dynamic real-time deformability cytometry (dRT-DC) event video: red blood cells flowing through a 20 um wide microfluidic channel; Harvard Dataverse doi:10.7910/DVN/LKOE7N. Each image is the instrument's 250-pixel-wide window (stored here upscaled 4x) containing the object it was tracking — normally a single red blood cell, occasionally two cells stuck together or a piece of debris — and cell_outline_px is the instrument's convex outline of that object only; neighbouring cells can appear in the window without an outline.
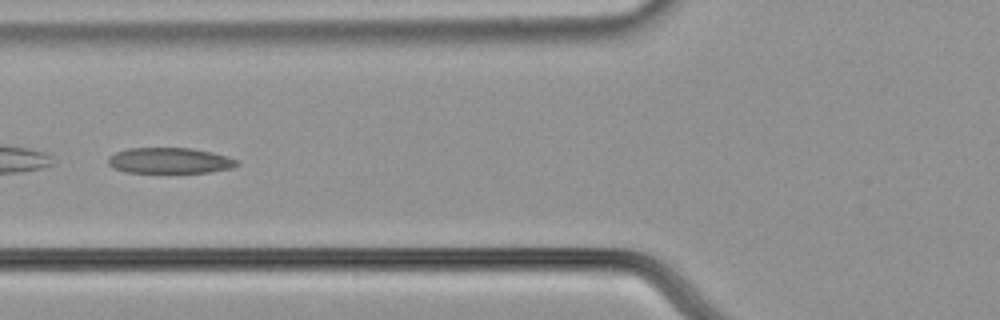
{"species": "common noctule bat (a hibernating species)", "species_latin": "Nyctalus noctula", "temperature_condition": "cold", "stored_images_in_passage": 58, "camera_frame_rate_fps": 3000, "um_per_image_px": 0.085, "animal": {"sex": "male", "body_mass_g": 21.5, "forearm_length_mm": 52.0}, "frame": {"image": 1, "passage_image": 23, "time_ms": 7.333, "image_size_px": [1000, 320], "cell_outline_px": [[240, 164], [232, 168], [208, 172], [128, 172], [112, 168], [108, 164], [108, 156], [116, 152], [128, 148], [192, 148], [212, 152], [228, 156], [236, 160]], "centroid_in_image_um": [14.42, 13.64], "position_along_channel_um": 111.4, "area_um2": 19.31}}
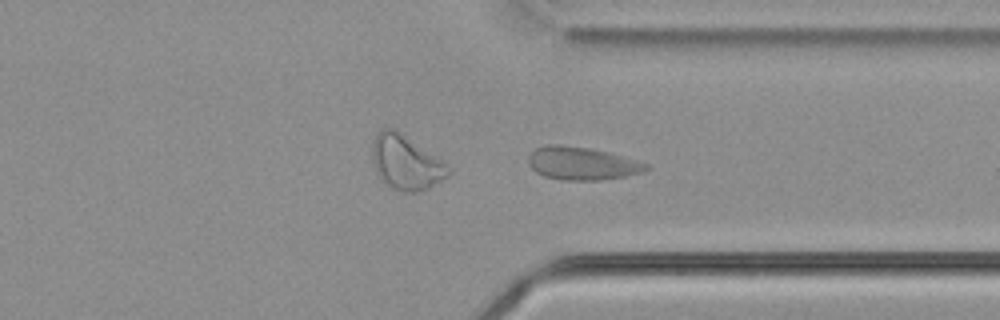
{"frame": {"image": 2, "passage_image": 44, "time_ms": 14.333, "image_size_px": [1000, 320], "cell_outline_px": [[648, 168], [644, 172], [624, 176], [600, 180], [560, 180], [544, 176], [536, 172], [528, 164], [528, 156], [536, 148], [544, 144], [560, 144], [588, 148], [608, 152], [636, 160], [648, 164]], "centroid_in_image_um": [49.43, 13.89], "position_along_channel_um": 362.0, "area_um2": 22.6}}
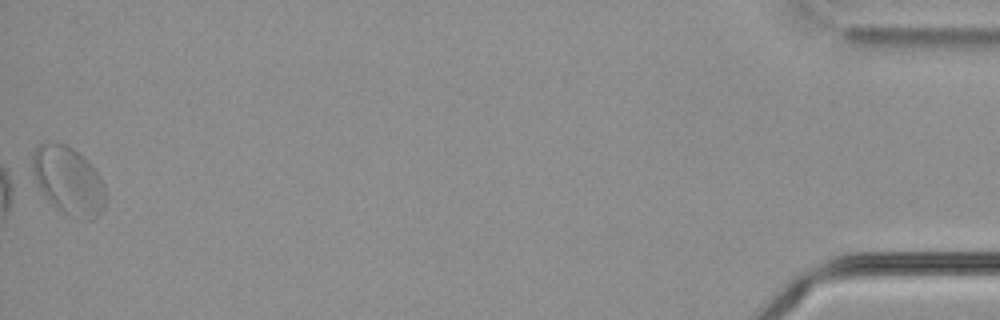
{"frame": {"image": 3, "passage_image": 58, "time_ms": 19.0, "image_size_px": [1000, 320], "cell_outline_px": [[104, 208], [92, 220], [88, 220], [64, 212], [56, 208], [44, 196], [36, 184], [32, 172], [32, 152], [40, 144], [64, 144], [72, 148], [100, 176], [104, 184]], "centroid_in_image_um": [5.77, 15.37], "position_along_channel_um": 429.4, "area_um2": 28.21}, "authors_computed_cell_mechanics": {"area_um2": 22.8599, "velocity_mm_per_s": 3.5659, "shape_relaxation_time_tau1_ms": 2.0006, "shape_relaxation_time_tau2_ms": null, "deformation_change_tau1": 0.1775, "deformation_change_tau2": null}}